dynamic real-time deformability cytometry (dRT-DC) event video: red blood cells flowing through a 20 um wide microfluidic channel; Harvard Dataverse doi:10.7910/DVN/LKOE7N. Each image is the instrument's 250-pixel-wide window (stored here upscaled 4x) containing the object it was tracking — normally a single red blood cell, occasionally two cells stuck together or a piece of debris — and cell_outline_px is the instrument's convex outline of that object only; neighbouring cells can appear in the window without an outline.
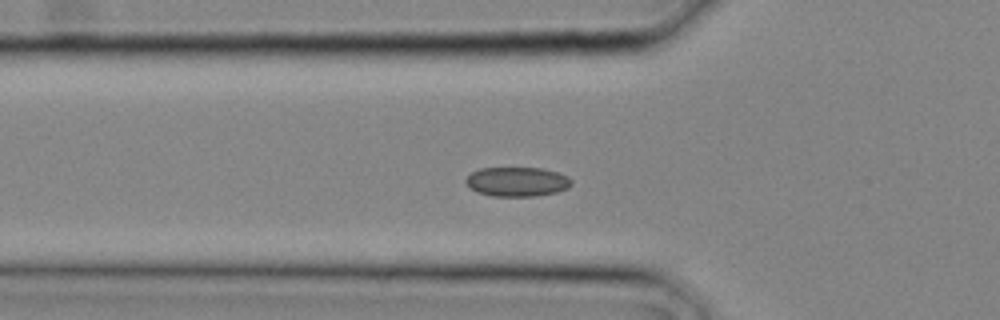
{"species": "common noctule bat (a hibernating species)", "species_latin": "Nyctalus noctula", "temperature_condition": "cold", "stored_images_in_passage": 26, "camera_frame_rate_fps": 3000, "um_per_image_px": 0.085, "animal": {"sex": "male", "body_mass_g": 20.4}, "frame": {"image": 1, "passage_image": 9, "time_ms": 2.667, "image_size_px": [1000, 320], "cell_outline_px": [[572, 184], [568, 188], [556, 192], [536, 196], [492, 196], [476, 192], [468, 188], [464, 180], [472, 172], [480, 168], [540, 168], [556, 172], [568, 176], [572, 180]], "centroid_in_image_um": [43.93, 15.45], "position_along_channel_um": 81.9, "area_um2": 18.21}}
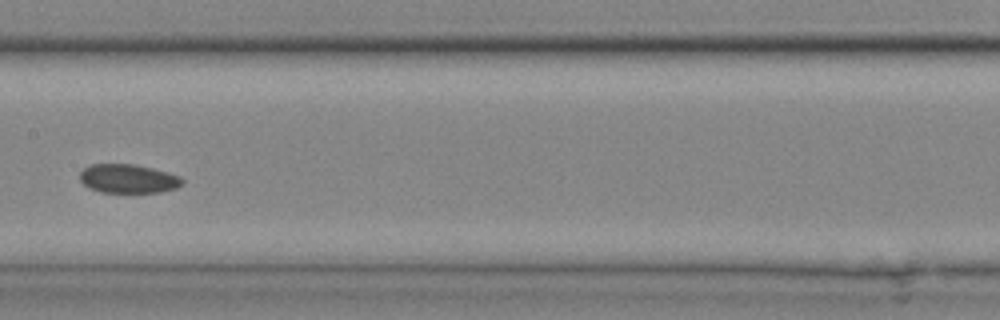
{"frame": {"image": 2, "passage_image": 14, "time_ms": 4.333, "image_size_px": [1000, 320], "cell_outline_px": [[184, 184], [176, 188], [160, 192], [100, 192], [88, 188], [80, 180], [80, 172], [88, 164], [132, 164], [152, 168], [180, 176], [184, 180]], "centroid_in_image_um": [10.89, 15.19], "position_along_channel_um": 196.5, "area_um2": 17.28}}
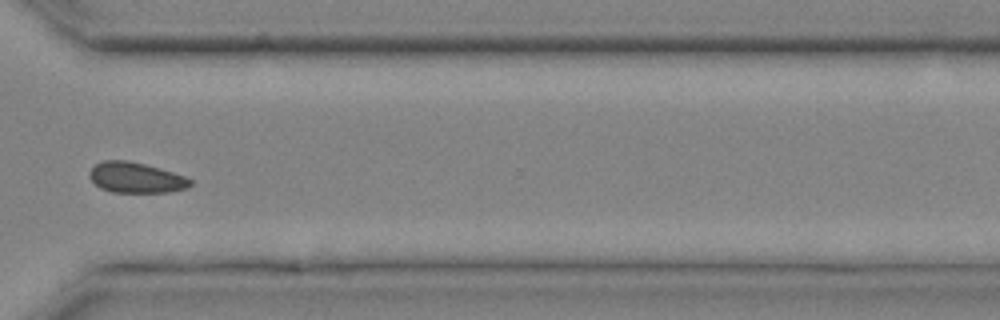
{"frame": {"image": 3, "passage_image": 21, "time_ms": 6.667, "image_size_px": [1000, 320], "cell_outline_px": [[192, 184], [188, 188], [168, 192], [112, 192], [100, 188], [88, 176], [88, 172], [96, 164], [104, 160], [128, 160], [160, 168], [184, 176], [192, 180]], "centroid_in_image_um": [11.55, 15.1], "position_along_channel_um": 359.1, "area_um2": 17.92}}